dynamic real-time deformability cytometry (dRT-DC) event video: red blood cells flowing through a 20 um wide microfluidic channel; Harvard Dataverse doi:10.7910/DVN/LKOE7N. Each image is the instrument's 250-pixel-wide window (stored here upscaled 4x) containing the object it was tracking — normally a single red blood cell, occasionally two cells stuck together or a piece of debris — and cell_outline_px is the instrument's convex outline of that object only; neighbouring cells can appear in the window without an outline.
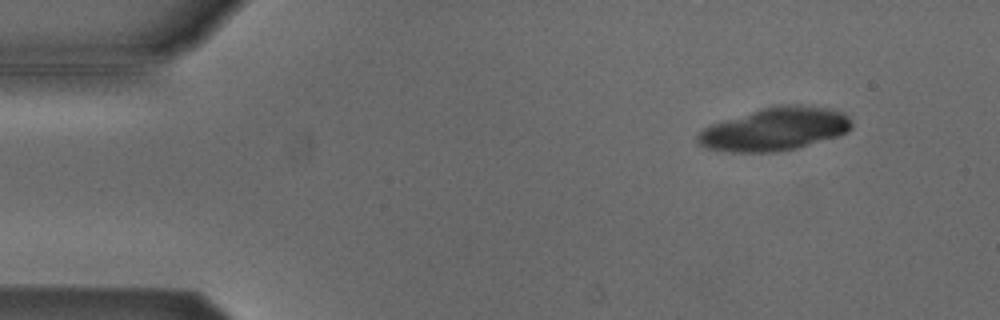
{"species": "Egyptian fruit bat (a non-hibernating species)", "species_latin": "Rousettus aegyptiacus", "temperature_condition": "cold", "stored_images_in_passage": 19, "camera_frame_rate_fps": 3000, "um_per_image_px": 0.085, "animal": {"sex": "male"}, "frame": {"image": 1, "passage_image": 6, "time_ms": 1.667, "image_size_px": [1000, 320], "cell_outline_px": [[852, 128], [848, 132], [836, 136], [796, 148], [776, 152], [728, 152], [704, 148], [696, 144], [696, 136], [704, 128], [712, 124], [764, 108], [780, 104], [800, 104], [828, 108], [844, 112], [848, 116], [852, 124]], "centroid_in_image_um": [65.86, 10.98], "position_along_channel_um": 19.1, "area_um2": 38.55}}